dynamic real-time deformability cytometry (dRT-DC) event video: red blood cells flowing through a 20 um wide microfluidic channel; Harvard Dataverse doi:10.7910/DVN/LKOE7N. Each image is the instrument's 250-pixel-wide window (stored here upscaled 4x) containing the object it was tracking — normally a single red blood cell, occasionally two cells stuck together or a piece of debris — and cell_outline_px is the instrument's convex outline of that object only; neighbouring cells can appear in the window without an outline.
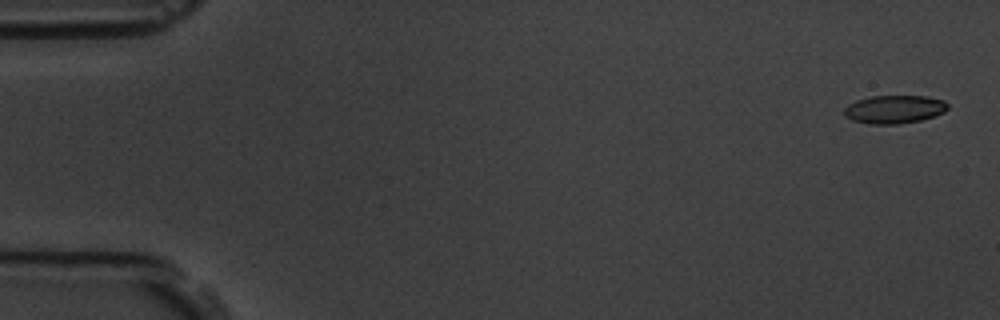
{"species": "common noctule bat (a hibernating species)", "species_latin": "Nyctalus noctula", "temperature_condition": "room temperature", "stored_images_in_passage": 8, "camera_frame_rate_fps": 3000, "um_per_image_px": 0.085, "animal": {"sex": "male", "body_mass_g": 19.5, "forearm_length_mm": 54.6}, "frame": {"image": 1, "passage_image": 1, "time_ms": 0.0, "image_size_px": [1000, 320], "cell_outline_px": [[948, 108], [944, 112], [920, 120], [900, 124], [868, 124], [852, 120], [844, 116], [844, 108], [848, 104], [856, 100], [872, 96], [928, 96], [944, 100], [948, 104]], "centroid_in_image_um": [76.0, 9.29], "position_along_channel_um": 9.0, "area_um2": 17.11}}
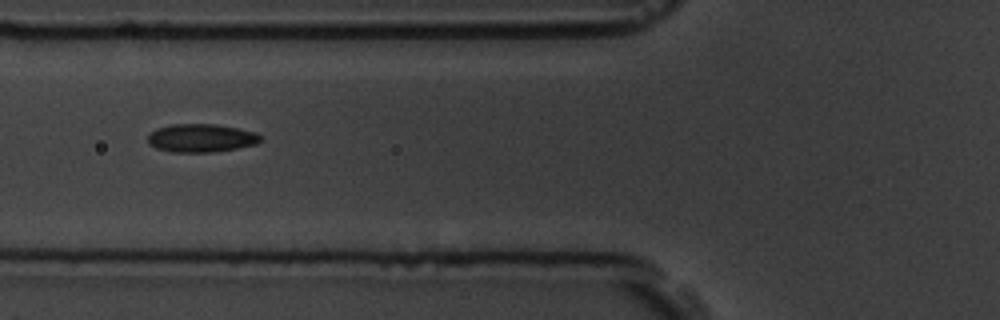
{"frame": {"image": 2, "passage_image": 7, "time_ms": 6.667, "image_size_px": [1000, 320], "cell_outline_px": [[264, 140], [256, 144], [236, 148], [212, 152], [172, 152], [156, 148], [148, 144], [148, 132], [156, 128], [172, 124], [212, 124], [236, 128], [256, 132]], "centroid_in_image_um": [17.07, 11.73], "position_along_channel_um": 108.7, "area_um2": 18.61}}
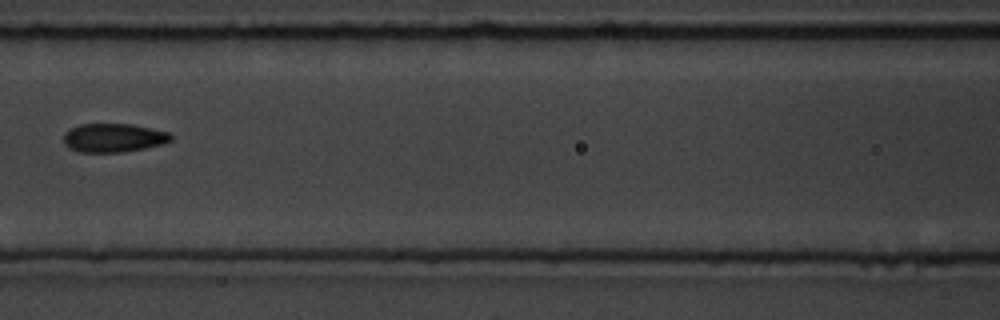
{"frame": {"image": 3, "passage_image": 8, "time_ms": 8.0, "image_size_px": [1000, 320], "cell_outline_px": [[172, 140], [164, 144], [144, 148], [120, 152], [80, 152], [68, 148], [64, 144], [64, 132], [80, 124], [132, 124], [168, 132], [172, 136]], "centroid_in_image_um": [9.64, 11.71], "position_along_channel_um": 157.0, "area_um2": 17.92}}